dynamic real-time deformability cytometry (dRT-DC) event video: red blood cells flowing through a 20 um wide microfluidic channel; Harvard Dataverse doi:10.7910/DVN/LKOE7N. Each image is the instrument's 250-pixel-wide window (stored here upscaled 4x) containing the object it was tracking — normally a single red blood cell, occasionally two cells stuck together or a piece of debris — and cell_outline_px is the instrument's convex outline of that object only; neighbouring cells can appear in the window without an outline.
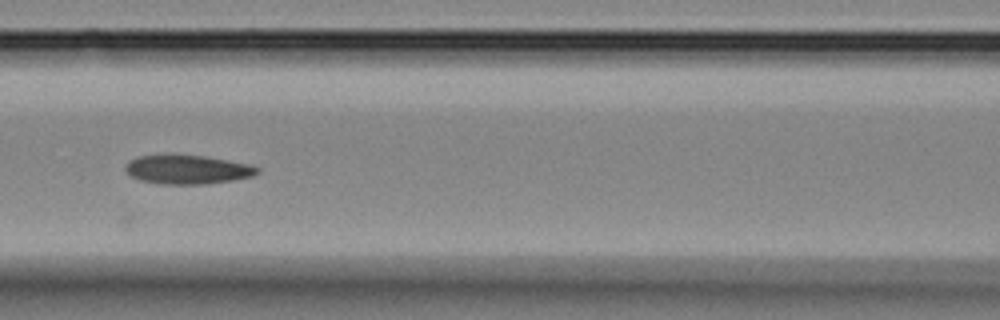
{"species": "Egyptian fruit bat (a non-hibernating species)", "species_latin": "Rousettus aegyptiacus", "temperature_condition": "room temperature", "stored_images_in_passage": 9, "camera_frame_rate_fps": 3000, "um_per_image_px": 0.085, "animal": {"sex": "female"}, "frame": {"image": 1, "passage_image": 6, "time_ms": 5.667, "image_size_px": [1000, 320], "cell_outline_px": [[260, 172], [252, 176], [232, 180], [204, 184], [160, 184], [140, 180], [124, 172], [124, 168], [128, 160], [140, 156], [172, 152], [204, 156], [252, 164], [260, 168]], "centroid_in_image_um": [15.9, 14.37], "position_along_channel_um": 150.7, "area_um2": 23.0}}
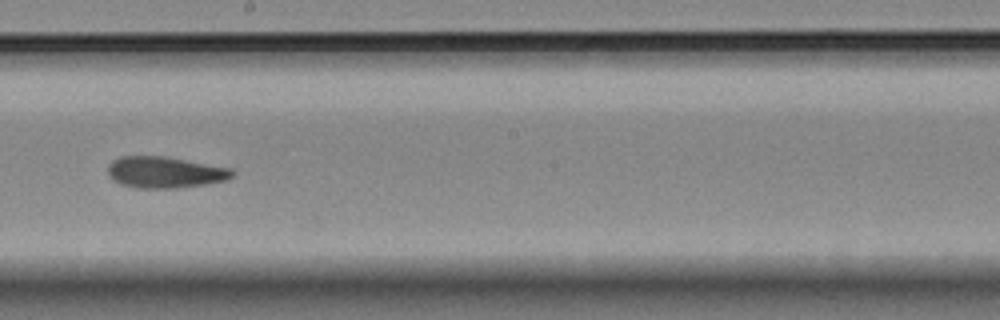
{"frame": {"image": 2, "passage_image": 8, "time_ms": 8.0, "image_size_px": [1000, 320], "cell_outline_px": [[236, 172], [228, 180], [204, 184], [176, 188], [136, 188], [120, 184], [112, 180], [108, 176], [108, 164], [112, 160], [120, 156], [164, 156], [232, 168]], "centroid_in_image_um": [14.0, 14.64], "position_along_channel_um": 234.2, "area_um2": 22.95}}
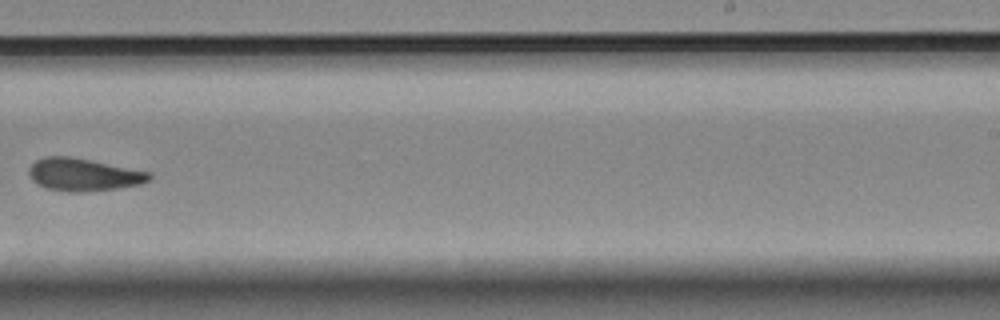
{"frame": {"image": 3, "passage_image": 9, "time_ms": 9.333, "image_size_px": [1000, 320], "cell_outline_px": [[152, 180], [140, 184], [116, 188], [84, 192], [68, 192], [44, 188], [36, 184], [32, 180], [28, 172], [28, 168], [36, 160], [44, 156], [72, 156], [152, 172]], "centroid_in_image_um": [7.09, 14.84], "position_along_channel_um": 281.9, "area_um2": 23.24}}